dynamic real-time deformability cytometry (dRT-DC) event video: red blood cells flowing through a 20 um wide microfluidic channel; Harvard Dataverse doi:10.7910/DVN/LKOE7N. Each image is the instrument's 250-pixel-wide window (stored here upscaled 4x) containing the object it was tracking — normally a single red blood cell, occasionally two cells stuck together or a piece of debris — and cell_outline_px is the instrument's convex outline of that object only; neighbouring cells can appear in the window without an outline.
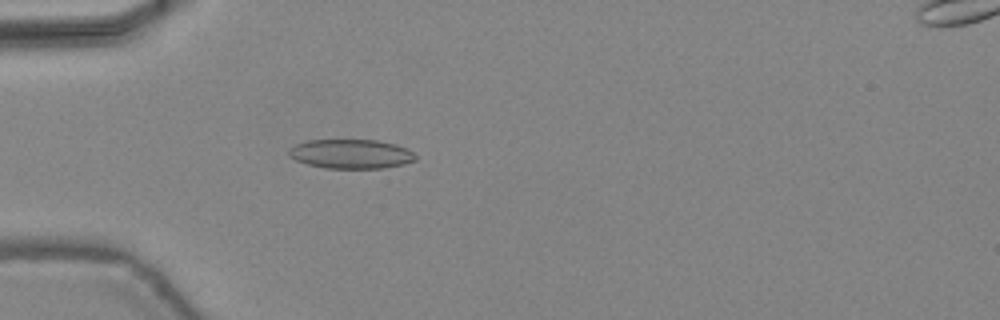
{"species": "common noctule bat (a hibernating species)", "species_latin": "Nyctalus noctula", "temperature_condition": "warm", "stored_images_in_passage": 46, "camera_frame_rate_fps": 3000, "um_per_image_px": 0.085, "animal": {"sex": "female", "body_mass_g": 24.6, "forearm_length_mm": 56.2}, "frame": {"image": 1, "passage_image": 14, "time_ms": 4.333, "image_size_px": [1000, 320], "cell_outline_px": [[416, 160], [404, 164], [384, 168], [324, 168], [308, 164], [296, 160], [288, 156], [288, 148], [296, 144], [308, 140], [380, 140], [396, 144], [412, 152], [416, 156]], "centroid_in_image_um": [29.81, 13.08], "position_along_channel_um": 55.2, "area_um2": 21.68}}
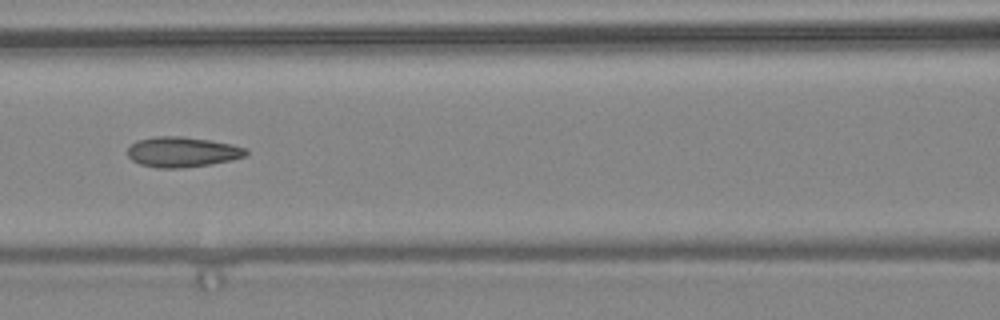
{"frame": {"image": 2, "passage_image": 21, "time_ms": 6.667, "image_size_px": [1000, 320], "cell_outline_px": [[248, 152], [244, 156], [232, 160], [208, 164], [180, 168], [156, 168], [140, 164], [132, 160], [128, 156], [128, 148], [136, 140], [156, 136], [180, 136], [208, 140], [232, 144], [248, 148]], "centroid_in_image_um": [15.48, 12.91], "position_along_channel_um": 151.1, "area_um2": 20.81}}
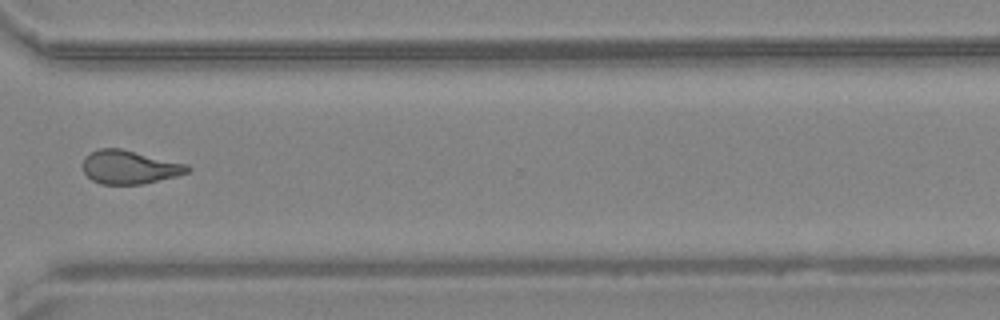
{"frame": {"image": 3, "passage_image": 35, "time_ms": 11.333, "image_size_px": [1000, 320], "cell_outline_px": [[192, 168], [188, 172], [176, 176], [144, 184], [100, 184], [92, 180], [84, 172], [84, 156], [100, 148], [120, 148], [188, 164]], "centroid_in_image_um": [11.03, 14.21], "position_along_channel_um": 359.6, "area_um2": 20.4}, "authors_computed_cell_mechanics": {"area_um2": 20.6057, "velocity_mm_per_s": 4.4789, "shape_relaxation_time_tau1_ms": null, "shape_relaxation_time_tau2_ms": 1.7513, "deformation_change_tau1": null, "deformation_change_tau2": 0.0866}}